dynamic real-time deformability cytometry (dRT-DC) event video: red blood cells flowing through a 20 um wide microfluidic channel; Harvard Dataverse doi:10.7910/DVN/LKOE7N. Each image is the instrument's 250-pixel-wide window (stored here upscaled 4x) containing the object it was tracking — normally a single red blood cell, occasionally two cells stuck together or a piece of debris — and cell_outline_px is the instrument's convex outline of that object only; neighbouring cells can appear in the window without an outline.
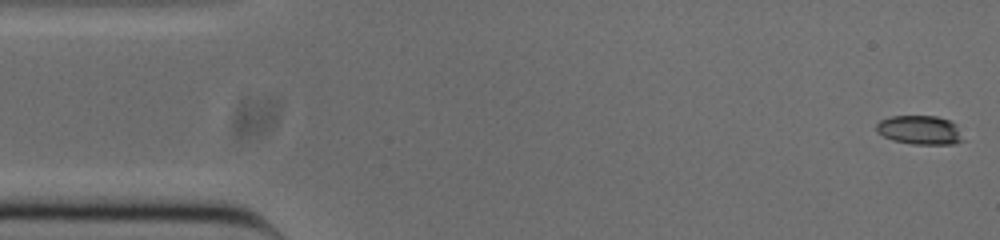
{"species": "common noctule bat (a hibernating species)", "species_latin": "Nyctalus noctula", "temperature_condition": "cold", "stored_images_in_passage": 52, "camera_frame_rate_fps": 3000, "um_per_image_px": 0.085, "animal": {"sex": "male", "body_mass_g": 20.0, "forearm_length_mm": 53.3}, "frame": {"image": 1, "passage_image": 1, "time_ms": 0.0, "image_size_px": [1000, 240], "cell_outline_px": [[964, 140], [956, 144], [912, 144], [892, 140], [876, 132], [876, 124], [880, 120], [892, 116], [936, 116], [948, 120], [956, 124]], "centroid_in_image_um": [78.18, 11.06], "position_along_channel_um": 6.8, "area_um2": 14.68}}
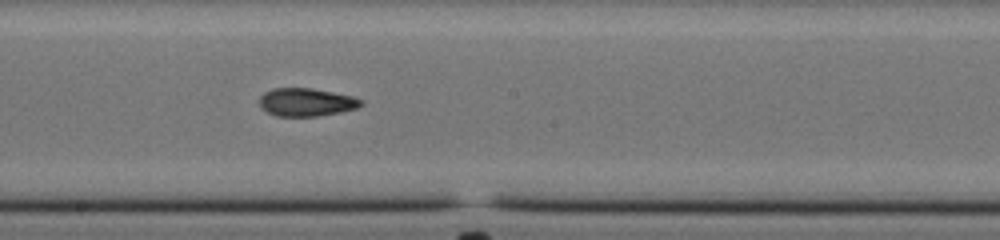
{"frame": {"image": 2, "passage_image": 27, "time_ms": 8.667, "image_size_px": [1000, 240], "cell_outline_px": [[364, 104], [356, 108], [340, 112], [316, 116], [276, 116], [260, 108], [260, 96], [264, 92], [272, 88], [312, 88], [356, 96], [364, 100]], "centroid_in_image_um": [26.06, 8.67], "position_along_channel_um": 222.1, "area_um2": 16.82}}
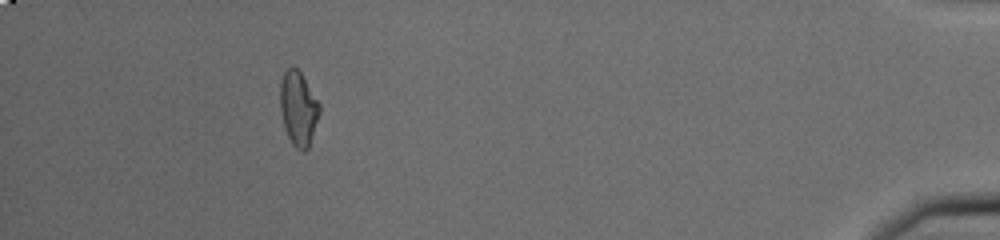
{"frame": {"image": 3, "passage_image": 47, "time_ms": 15.333, "image_size_px": [1000, 240], "cell_outline_px": [[320, 112], [308, 148], [304, 152], [296, 148], [292, 144], [288, 136], [280, 112], [280, 84], [284, 72], [292, 64], [300, 72], [320, 104]], "centroid_in_image_um": [25.35, 9.21], "position_along_channel_um": 409.9, "area_um2": 16.88}, "authors_computed_cell_mechanics": {"area_um2": 16.7331, "velocity_mm_per_s": 3.8685, "shape_relaxation_time_tau1_ms": 11.3086, "shape_relaxation_time_tau2_ms": 0.9504, "deformation_change_tau1": 0.2973, "deformation_change_tau2": 0.0554}}